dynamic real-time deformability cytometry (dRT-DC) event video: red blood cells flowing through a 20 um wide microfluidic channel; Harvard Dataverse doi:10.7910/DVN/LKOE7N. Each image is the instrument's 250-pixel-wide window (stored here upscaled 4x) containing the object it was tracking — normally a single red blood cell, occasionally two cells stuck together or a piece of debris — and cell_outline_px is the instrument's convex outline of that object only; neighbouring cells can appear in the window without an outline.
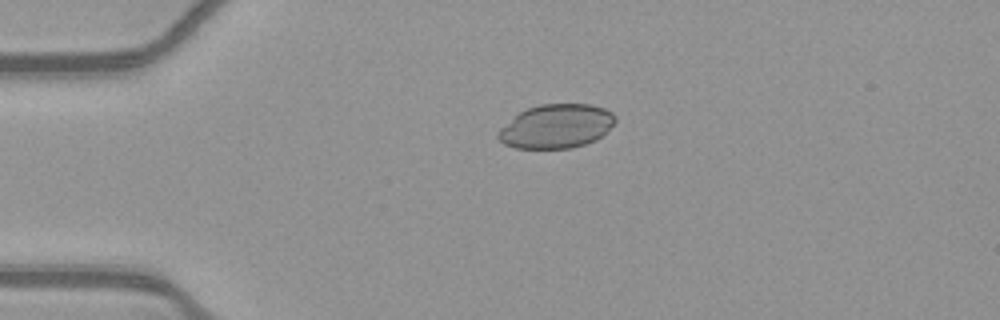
{"species": "common noctule bat (a hibernating species)", "species_latin": "Nyctalus noctula", "temperature_condition": "warm", "stored_images_in_passage": 42, "camera_frame_rate_fps": 3000, "um_per_image_px": 0.085, "animal": {"sex": "female", "body_mass_g": 21.9}, "frame": {"image": 1, "passage_image": 1, "time_ms": 0.0, "image_size_px": [1000, 320], "cell_outline_px": [[616, 120], [596, 140], [572, 148], [516, 148], [504, 144], [496, 136], [496, 132], [500, 128], [520, 112], [528, 108], [540, 104], [592, 104], [604, 108], [612, 112], [616, 116]], "centroid_in_image_um": [47.27, 10.73], "position_along_channel_um": 37.7, "area_um2": 29.82}}
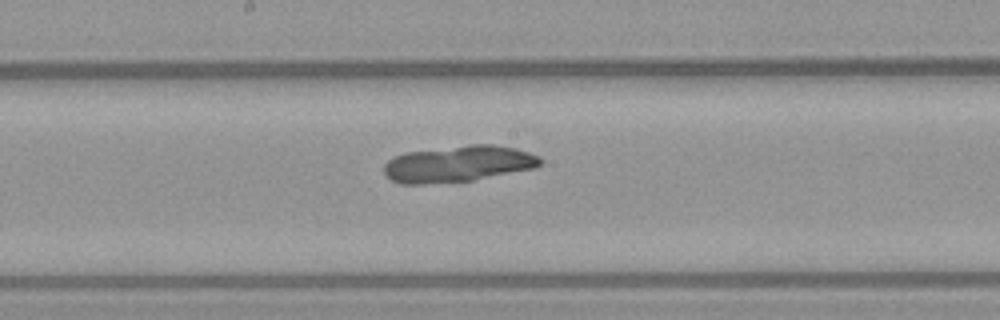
{"frame": {"image": 2, "passage_image": 17, "time_ms": 5.333, "image_size_px": [1000, 320], "cell_outline_px": [[540, 164], [532, 168], [472, 180], [424, 184], [400, 184], [392, 180], [384, 172], [384, 164], [388, 160], [396, 156], [408, 152], [472, 144], [492, 144], [516, 148], [540, 156]], "centroid_in_image_um": [38.93, 13.92], "position_along_channel_um": 209.3, "area_um2": 32.66}}
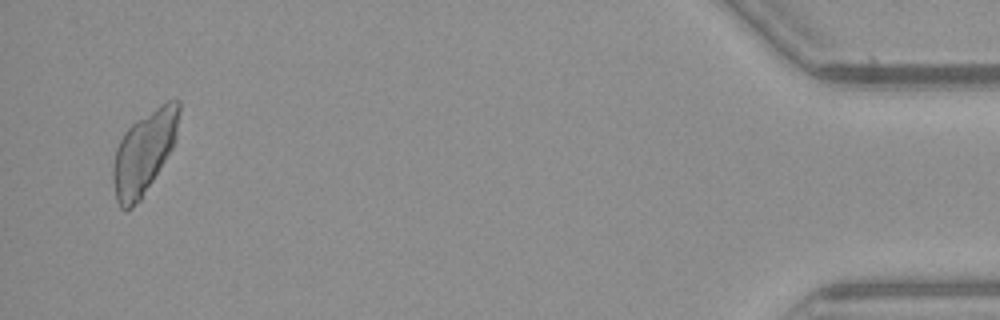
{"frame": {"image": 3, "passage_image": 40, "time_ms": 13.0, "image_size_px": [1000, 320], "cell_outline_px": [[180, 112], [176, 140], [172, 148], [140, 200], [132, 208], [124, 212], [120, 208], [116, 200], [112, 180], [112, 164], [116, 148], [124, 132], [136, 120], [160, 104], [168, 100], [180, 100]], "centroid_in_image_um": [12.22, 12.96], "position_along_channel_um": 423.0, "area_um2": 31.91}}